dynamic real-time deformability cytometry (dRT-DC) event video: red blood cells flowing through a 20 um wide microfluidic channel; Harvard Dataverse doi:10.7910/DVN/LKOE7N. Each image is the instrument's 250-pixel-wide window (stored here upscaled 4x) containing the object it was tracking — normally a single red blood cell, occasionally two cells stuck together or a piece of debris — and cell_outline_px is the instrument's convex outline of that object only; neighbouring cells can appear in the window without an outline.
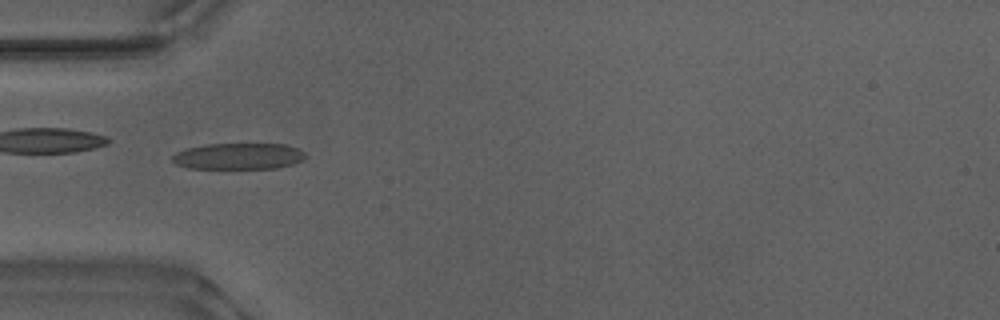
{"species": "Egyptian fruit bat (a non-hibernating species)", "species_latin": "Rousettus aegyptiacus", "temperature_condition": "warm", "stored_images_in_passage": 52, "camera_frame_rate_fps": 3000, "um_per_image_px": 0.085, "animal": {"sex": "male"}, "frame": {"image": 1, "passage_image": 16, "time_ms": 5.0, "image_size_px": [1000, 320], "cell_outline_px": [[304, 160], [292, 164], [276, 168], [188, 168], [176, 164], [172, 160], [172, 156], [176, 152], [188, 148], [208, 144], [284, 144], [296, 148], [304, 152]], "centroid_in_image_um": [20.26, 13.28], "position_along_channel_um": 64.7, "area_um2": 20.17}, "authors_computed_cell_mechanics": {"area_um2": 19.9121, "velocity_mm_per_s": 3.8872, "shape_relaxation_time_tau1_ms": 8.6633, "shape_relaxation_time_tau2_ms": 0.926, "deformation_change_tau1": 0.2763, "deformation_change_tau2": 0.1035}}